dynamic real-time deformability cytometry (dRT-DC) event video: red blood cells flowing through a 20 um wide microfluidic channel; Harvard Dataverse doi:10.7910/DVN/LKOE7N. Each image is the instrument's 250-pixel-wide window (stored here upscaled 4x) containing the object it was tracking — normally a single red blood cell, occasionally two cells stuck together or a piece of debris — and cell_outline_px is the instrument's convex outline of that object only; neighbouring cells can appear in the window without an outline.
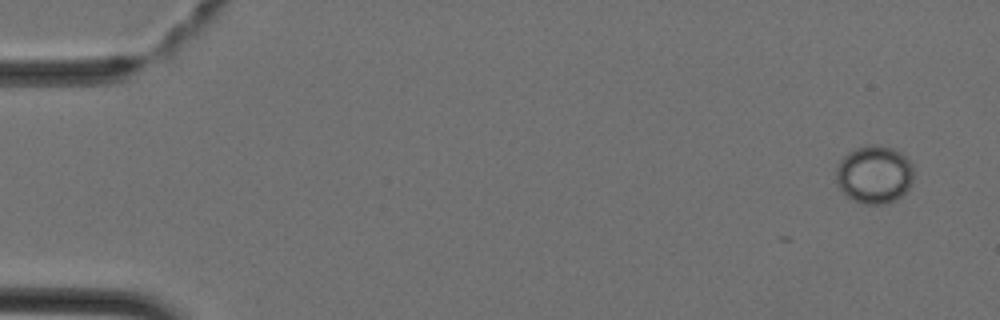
{"species": "Egyptian fruit bat (a non-hibernating species)", "species_latin": "Rousettus aegyptiacus", "temperature_condition": "cold", "stored_images_in_passage": 4, "camera_frame_rate_fps": 3000, "um_per_image_px": 0.085, "animal": {"sex": "female"}, "frame": {"image": 1, "passage_image": 1, "time_ms": 0.0, "image_size_px": [1000, 320], "cell_outline_px": [[912, 184], [896, 200], [880, 204], [864, 204], [852, 200], [840, 188], [836, 180], [836, 172], [840, 160], [848, 152], [856, 148], [868, 144], [872, 144], [892, 148], [900, 152], [912, 164]], "centroid_in_image_um": [74.31, 14.83], "position_along_channel_um": 10.7, "area_um2": 26.01}}
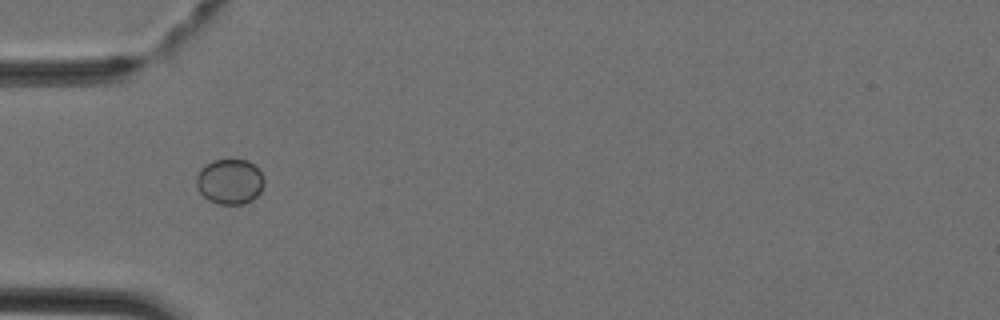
{"frame": {"image": 2, "passage_image": 4, "time_ms": 1.0, "image_size_px": [1000, 320], "cell_outline_px": [[264, 184], [260, 192], [252, 200], [244, 204], [220, 204], [208, 200], [196, 188], [196, 176], [200, 168], [212, 160], [248, 160], [264, 176]], "centroid_in_image_um": [19.52, 15.44], "position_along_channel_um": 65.5, "area_um2": 17.92}}